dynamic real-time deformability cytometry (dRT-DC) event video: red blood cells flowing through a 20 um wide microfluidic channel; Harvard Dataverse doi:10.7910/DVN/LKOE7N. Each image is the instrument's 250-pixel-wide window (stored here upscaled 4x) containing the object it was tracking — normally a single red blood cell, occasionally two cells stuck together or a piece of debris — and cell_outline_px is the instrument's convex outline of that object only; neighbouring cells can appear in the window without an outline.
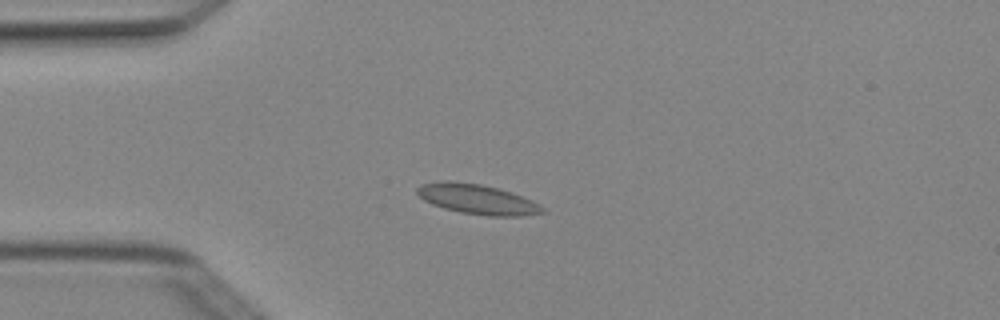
{"species": "Egyptian fruit bat (a non-hibernating species)", "species_latin": "Rousettus aegyptiacus", "temperature_condition": "cold", "stored_images_in_passage": 6, "camera_frame_rate_fps": 3000, "um_per_image_px": 0.085, "animal": {"sex": "female"}, "frame": {"image": 1, "passage_image": 3, "time_ms": 0.667, "image_size_px": [1000, 320], "cell_outline_px": [[544, 212], [520, 216], [488, 216], [460, 212], [444, 208], [432, 204], [424, 200], [416, 192], [416, 188], [420, 184], [440, 180], [444, 180], [480, 184], [500, 188], [512, 192], [532, 200], [544, 208]], "centroid_in_image_um": [40.54, 16.92], "position_along_channel_um": 44.5, "area_um2": 21.91}}
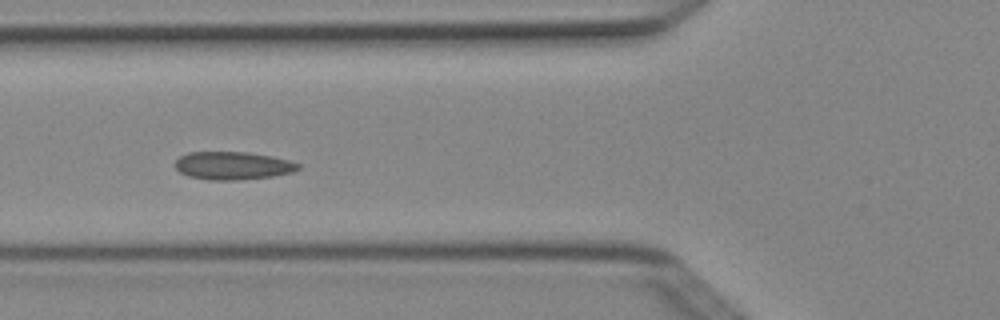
{"frame": {"image": 2, "passage_image": 5, "time_ms": 1.333, "image_size_px": [1000, 320], "cell_outline_px": [[300, 168], [292, 172], [272, 176], [236, 180], [208, 180], [188, 176], [180, 172], [176, 168], [176, 160], [180, 156], [188, 152], [248, 152], [272, 156], [288, 160], [300, 164]], "centroid_in_image_um": [19.78, 14.08], "position_along_channel_um": 106.0, "area_um2": 20.0}}
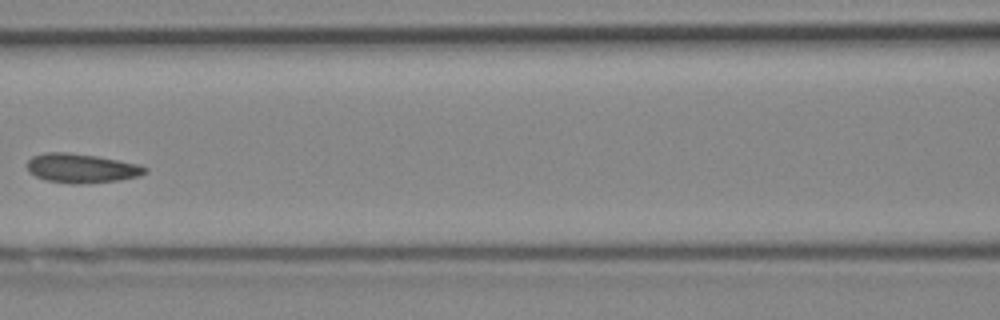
{"frame": {"image": 3, "passage_image": 6, "time_ms": 1.667, "image_size_px": [1000, 320], "cell_outline_px": [[148, 172], [140, 176], [120, 180], [80, 184], [72, 184], [44, 180], [28, 172], [28, 160], [32, 156], [44, 152], [68, 152], [96, 156], [140, 164], [148, 168]], "centroid_in_image_um": [6.94, 14.3], "position_along_channel_um": 159.7, "area_um2": 20.29}}